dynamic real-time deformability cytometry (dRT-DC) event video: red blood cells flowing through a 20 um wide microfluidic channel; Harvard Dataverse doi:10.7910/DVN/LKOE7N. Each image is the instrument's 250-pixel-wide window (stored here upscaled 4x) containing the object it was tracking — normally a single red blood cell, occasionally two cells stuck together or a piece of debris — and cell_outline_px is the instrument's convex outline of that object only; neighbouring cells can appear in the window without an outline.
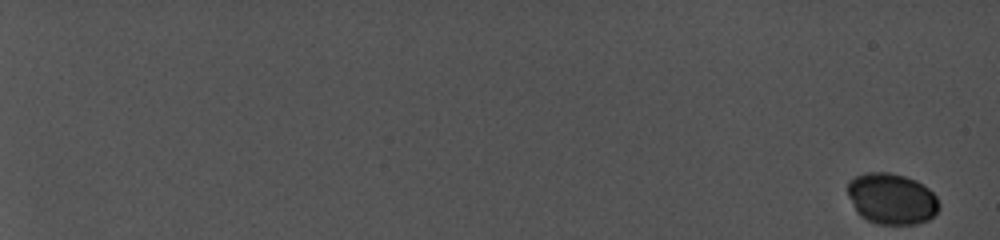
{"species": "common noctule bat (a hibernating species)", "species_latin": "Nyctalus noctula", "temperature_condition": "cold", "stored_images_in_passage": 49, "camera_frame_rate_fps": 5000, "um_per_image_px": 0.085, "animal": {"sex": "female", "body_mass_g": 19.0, "forearm_length_mm": 56.7}, "frame": {"image": 1, "passage_image": 1, "time_ms": 0.0, "image_size_px": [1000, 240], "cell_outline_px": [[940, 208], [936, 216], [928, 220], [916, 224], [876, 224], [860, 216], [856, 212], [848, 196], [848, 180], [856, 176], [868, 172], [888, 172], [904, 176], [916, 180], [928, 188], [936, 196], [940, 204]], "centroid_in_image_um": [75.81, 16.91], "position_along_channel_um": 9.2, "area_um2": 27.51}}
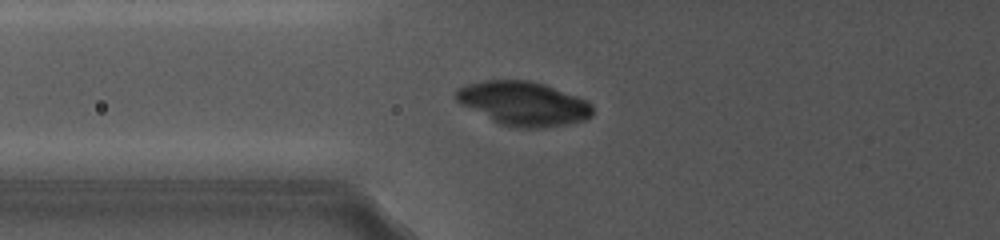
{"frame": {"image": 2, "passage_image": 30, "time_ms": 9.6, "image_size_px": [1000, 240], "cell_outline_px": [[592, 116], [584, 120], [568, 124], [540, 128], [516, 128], [500, 124], [460, 104], [452, 96], [456, 88], [468, 84], [484, 80], [528, 80], [544, 84], [588, 100], [592, 104]], "centroid_in_image_um": [44.47, 8.79], "position_along_channel_um": 81.3, "area_um2": 35.2}}
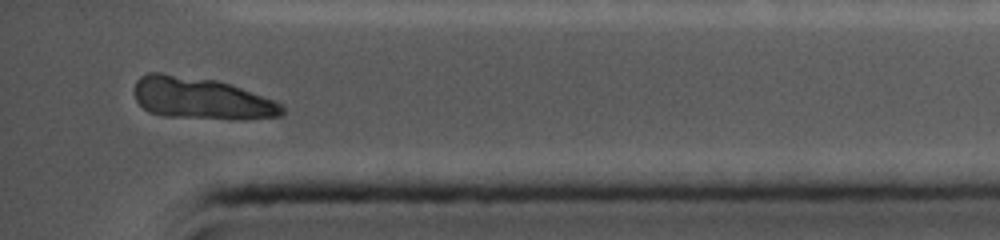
{"frame": {"image": 3, "passage_image": 49, "time_ms": 18.4, "image_size_px": [1000, 240], "cell_outline_px": [[284, 112], [280, 116], [164, 116], [148, 112], [136, 100], [136, 80], [140, 76], [148, 72], [160, 72], [216, 80], [276, 100], [284, 108]], "centroid_in_image_um": [17.0, 8.29], "position_along_channel_um": 418.2, "area_um2": 34.33}}